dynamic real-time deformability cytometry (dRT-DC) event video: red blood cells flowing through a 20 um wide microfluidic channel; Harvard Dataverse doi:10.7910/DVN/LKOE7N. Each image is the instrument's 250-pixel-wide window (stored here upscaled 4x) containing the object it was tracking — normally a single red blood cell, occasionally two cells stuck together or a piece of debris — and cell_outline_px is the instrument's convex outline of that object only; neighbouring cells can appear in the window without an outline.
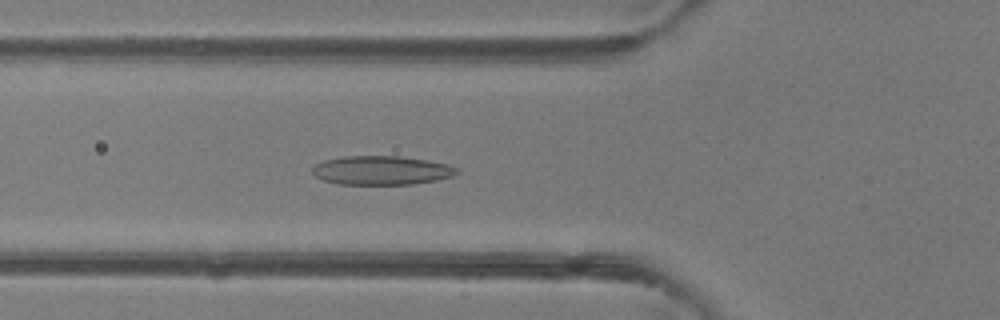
{"species": "common noctule bat (a hibernating species)", "species_latin": "Nyctalus noctula", "temperature_condition": "room temperature", "stored_images_in_passage": 46, "camera_frame_rate_fps": 3000, "um_per_image_px": 0.085, "animal": {"sex": "female"}, "frame": {"image": 1, "passage_image": 16, "time_ms": 5.0, "image_size_px": [1000, 320], "cell_outline_px": [[460, 172], [452, 176], [436, 180], [412, 184], [340, 184], [324, 180], [316, 176], [312, 172], [312, 168], [316, 164], [324, 160], [344, 156], [396, 156], [428, 160], [448, 164], [456, 168]], "centroid_in_image_um": [32.43, 14.47], "position_along_channel_um": 93.4, "area_um2": 24.22}}
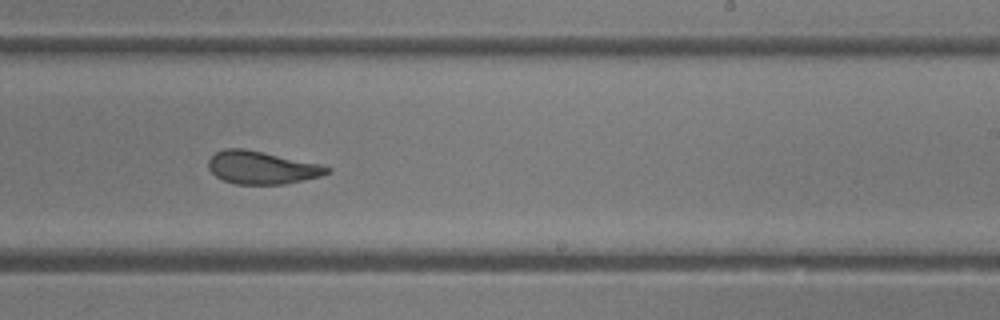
{"frame": {"image": 2, "passage_image": 28, "time_ms": 9.0, "image_size_px": [1000, 320], "cell_outline_px": [[332, 172], [320, 176], [284, 184], [236, 184], [224, 180], [216, 176], [208, 168], [208, 160], [216, 152], [224, 148], [244, 148], [320, 164], [332, 168]], "centroid_in_image_um": [22.25, 14.24], "position_along_channel_um": 266.8, "area_um2": 22.6}}
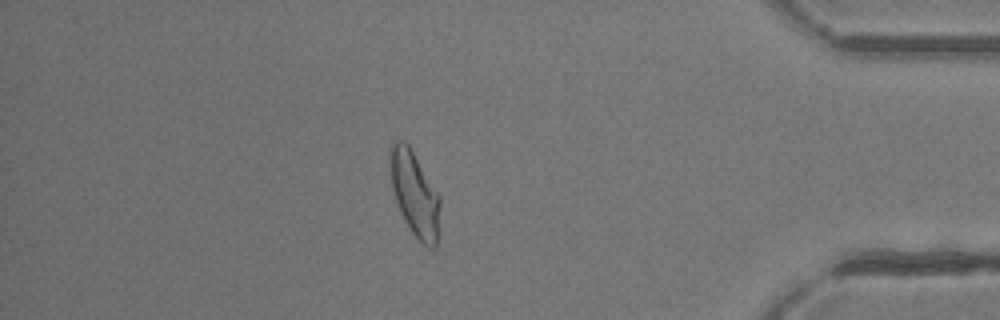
{"frame": {"image": 3, "passage_image": 40, "time_ms": 13.0, "image_size_px": [1000, 320], "cell_outline_px": [[440, 208], [436, 248], [428, 248], [412, 232], [404, 220], [400, 212], [392, 188], [388, 160], [388, 148], [396, 140], [404, 140], [408, 144], [440, 196]], "centroid_in_image_um": [35.22, 16.44], "position_along_channel_um": 400.0, "area_um2": 24.74}, "authors_computed_cell_mechanics": {"area_um2": 24.5072, "velocity_mm_per_s": 4.3214, "shape_relaxation_time_tau1_ms": 5.4873, "shape_relaxation_time_tau2_ms": 1.4591, "deformation_change_tau1": 0.1715, "deformation_change_tau2": 0.08}}